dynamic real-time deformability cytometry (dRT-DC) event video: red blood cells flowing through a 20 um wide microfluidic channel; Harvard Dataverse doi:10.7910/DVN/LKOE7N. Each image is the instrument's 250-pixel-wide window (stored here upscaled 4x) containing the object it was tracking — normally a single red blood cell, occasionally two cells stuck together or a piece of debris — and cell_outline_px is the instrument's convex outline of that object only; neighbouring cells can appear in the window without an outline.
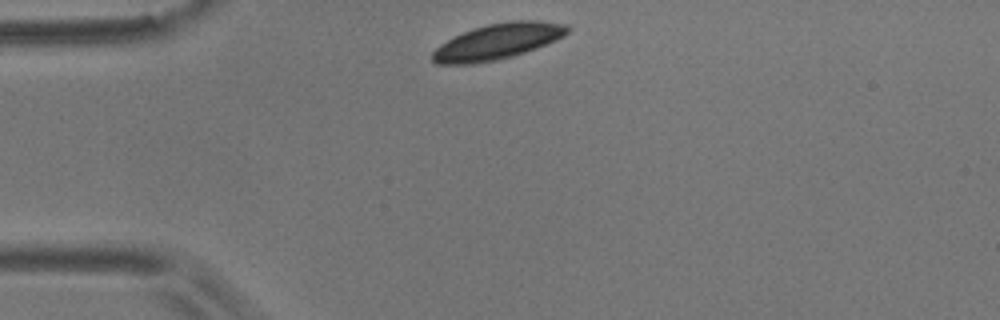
{"species": "common noctule bat (a hibernating species)", "species_latin": "Nyctalus noctula", "temperature_condition": "room temperature", "stored_images_in_passage": 2, "camera_frame_rate_fps": 3000, "um_per_image_px": 0.085, "animal": {"sex": "male", "body_mass_g": 17.9}, "frame": {"image": 1, "passage_image": 1, "time_ms": 0.0, "image_size_px": [1000, 320], "cell_outline_px": [[572, 28], [564, 36], [556, 40], [536, 48], [512, 56], [496, 60], [476, 64], [436, 64], [432, 60], [432, 52], [440, 44], [464, 32], [488, 24], [508, 20], [540, 20], [568, 24]], "centroid_in_image_um": [42.34, 3.52], "position_along_channel_um": 42.7, "area_um2": 28.15}}